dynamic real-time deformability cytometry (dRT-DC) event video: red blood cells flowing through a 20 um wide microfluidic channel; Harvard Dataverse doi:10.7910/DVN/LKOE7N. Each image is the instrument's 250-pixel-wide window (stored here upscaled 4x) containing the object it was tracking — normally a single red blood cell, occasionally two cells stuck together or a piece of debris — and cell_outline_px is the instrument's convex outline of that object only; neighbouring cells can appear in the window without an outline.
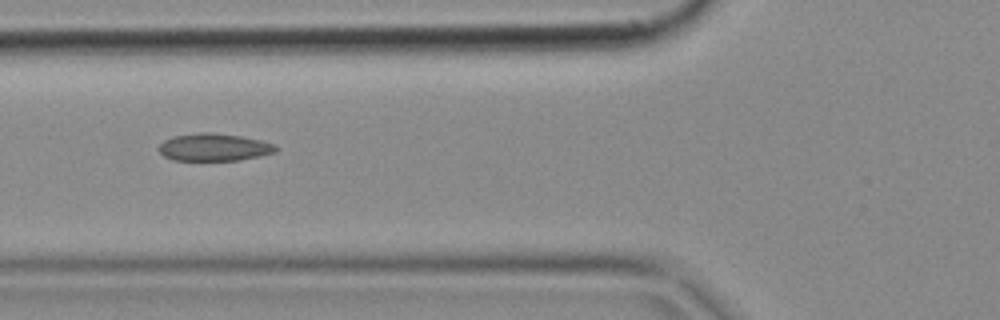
{"species": "common noctule bat (a hibernating species)", "species_latin": "Nyctalus noctula", "temperature_condition": "cold", "stored_images_in_passage": 7, "camera_frame_rate_fps": 3000, "um_per_image_px": 0.085, "animal": {"sex": "female", "body_mass_g": 18.4}, "frame": {"image": 1, "passage_image": 5, "time_ms": 1.333, "image_size_px": [1000, 320], "cell_outline_px": [[280, 148], [276, 152], [260, 156], [240, 160], [172, 160], [164, 156], [156, 148], [164, 140], [172, 136], [196, 132], [212, 132], [240, 136], [260, 140], [276, 144]], "centroid_in_image_um": [18.19, 12.51], "position_along_channel_um": 107.6, "area_um2": 19.02}}
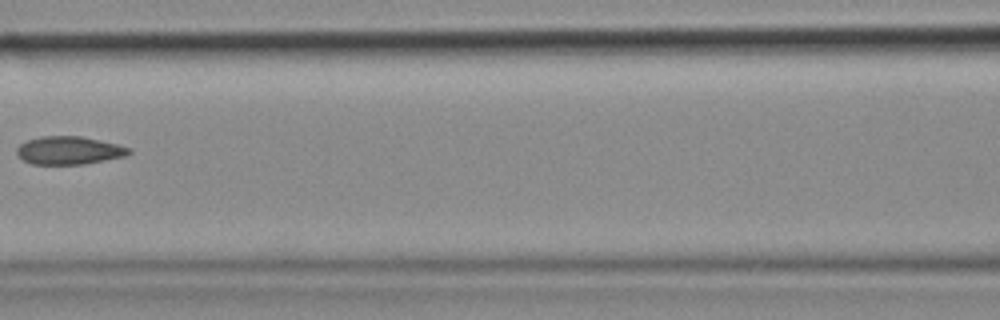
{"frame": {"image": 2, "passage_image": 6, "time_ms": 1.667, "image_size_px": [1000, 320], "cell_outline_px": [[132, 152], [124, 156], [84, 164], [32, 164], [24, 160], [16, 152], [16, 148], [20, 144], [28, 140], [40, 136], [80, 136], [116, 144], [132, 148]], "centroid_in_image_um": [5.86, 12.78], "position_along_channel_um": 160.7, "area_um2": 18.15}}